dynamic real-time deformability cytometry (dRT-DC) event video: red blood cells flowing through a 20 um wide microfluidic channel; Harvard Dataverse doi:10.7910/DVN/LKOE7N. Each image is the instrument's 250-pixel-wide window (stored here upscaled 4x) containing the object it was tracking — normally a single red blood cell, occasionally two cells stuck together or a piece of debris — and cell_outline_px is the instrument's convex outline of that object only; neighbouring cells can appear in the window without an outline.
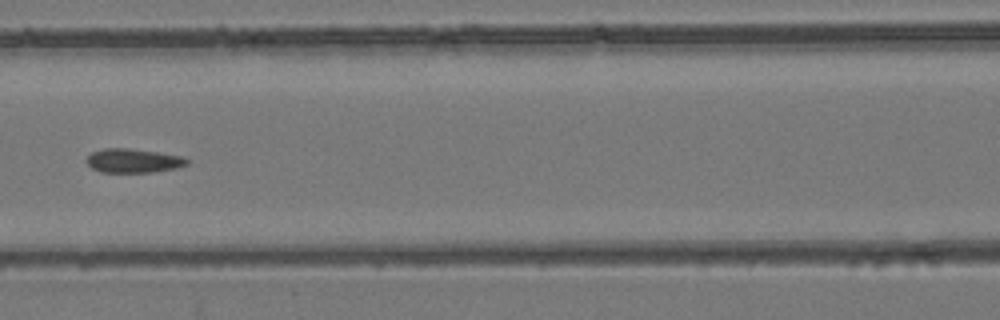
{"species": "common noctule bat (a hibernating species)", "species_latin": "Nyctalus noctula", "temperature_condition": "room temperature", "stored_images_in_passage": 5, "camera_frame_rate_fps": 3000, "um_per_image_px": 0.085, "animal": {"sex": "female", "body_mass_g": 24.6, "forearm_length_mm": 56.2}, "frame": {"image": 1, "passage_image": 4, "time_ms": 1.0, "image_size_px": [1000, 320], "cell_outline_px": [[188, 164], [176, 168], [152, 172], [100, 172], [92, 168], [84, 160], [92, 152], [104, 148], [128, 148], [184, 156], [188, 160]], "centroid_in_image_um": [11.31, 13.66], "position_along_channel_um": 155.3, "area_um2": 14.05}}
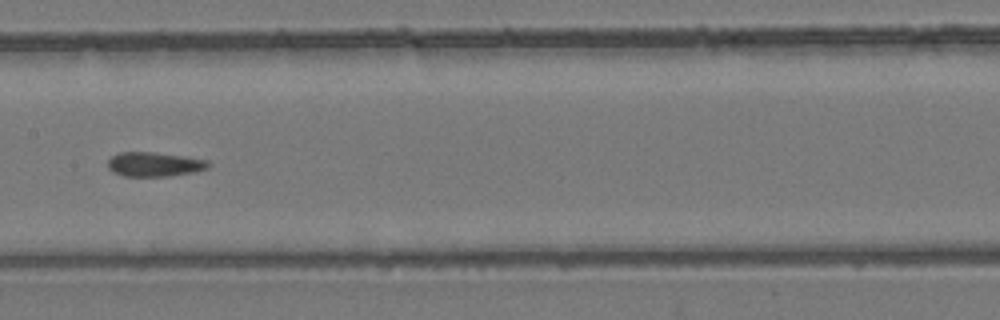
{"frame": {"image": 2, "passage_image": 5, "time_ms": 1.333, "image_size_px": [1000, 320], "cell_outline_px": [[212, 164], [208, 168], [196, 172], [168, 176], [124, 176], [112, 172], [108, 168], [108, 160], [112, 156], [120, 152], [152, 152], [184, 156], [208, 160]], "centroid_in_image_um": [13.15, 13.97], "position_along_channel_um": 194.3, "area_um2": 14.39}}